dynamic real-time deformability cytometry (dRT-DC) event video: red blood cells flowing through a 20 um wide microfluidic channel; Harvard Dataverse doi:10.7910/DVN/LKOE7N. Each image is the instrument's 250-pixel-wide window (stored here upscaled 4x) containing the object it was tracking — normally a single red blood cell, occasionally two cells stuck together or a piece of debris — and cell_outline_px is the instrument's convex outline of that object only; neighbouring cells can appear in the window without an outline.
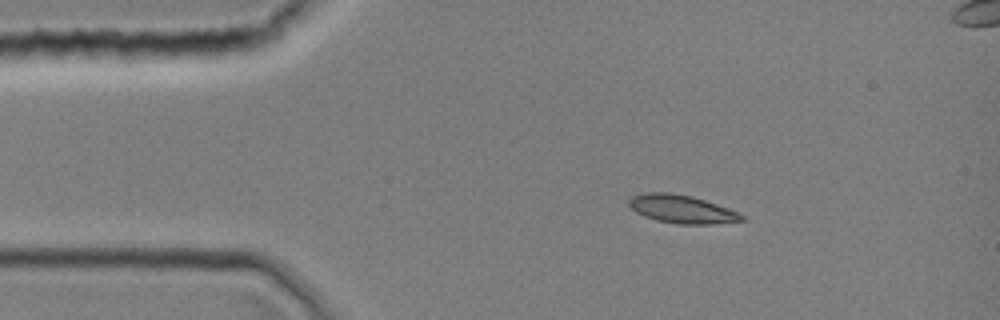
{"species": "common noctule bat (a hibernating species)", "species_latin": "Nyctalus noctula", "temperature_condition": "room temperature", "stored_images_in_passage": 1, "camera_frame_rate_fps": 3000, "um_per_image_px": 0.085, "animal": {"sex": "female", "body_mass_g": 19.0, "forearm_length_mm": 51.5}, "frame": {"image": 1, "passage_image": 1, "time_ms": 0.0, "image_size_px": [1000, 320], "cell_outline_px": [[744, 220], [708, 224], [676, 224], [656, 220], [644, 216], [636, 212], [628, 204], [628, 200], [632, 196], [644, 192], [668, 192], [692, 196], [740, 212], [744, 216]], "centroid_in_image_um": [57.92, 17.77], "position_along_channel_um": 27.1, "area_um2": 18.5}}